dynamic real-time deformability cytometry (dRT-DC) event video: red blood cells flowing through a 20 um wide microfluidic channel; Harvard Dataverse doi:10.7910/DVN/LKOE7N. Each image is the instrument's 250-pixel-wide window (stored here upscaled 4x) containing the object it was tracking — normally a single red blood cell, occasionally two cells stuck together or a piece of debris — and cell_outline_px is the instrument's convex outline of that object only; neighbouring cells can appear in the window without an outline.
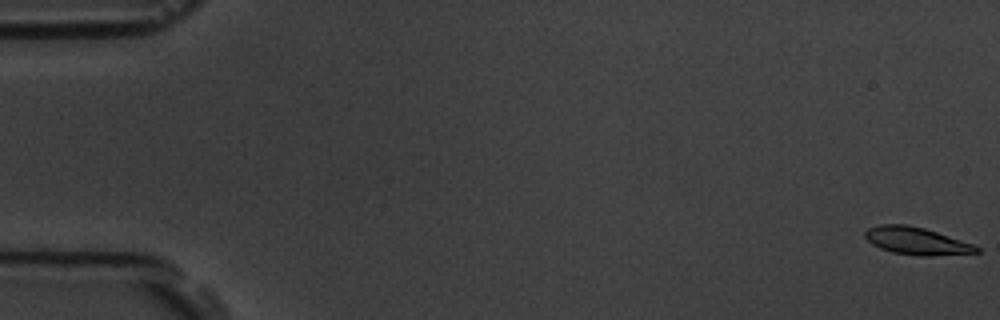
{"species": "common noctule bat (a hibernating species)", "species_latin": "Nyctalus noctula", "temperature_condition": "room temperature", "stored_images_in_passage": 6, "camera_frame_rate_fps": 3000, "um_per_image_px": 0.085, "animal": {"sex": "male", "body_mass_g": 19.5, "forearm_length_mm": 54.6}, "frame": {"image": 1, "passage_image": 1, "time_ms": 0.0, "image_size_px": [1000, 320], "cell_outline_px": [[980, 252], [928, 256], [924, 256], [892, 252], [880, 248], [872, 244], [864, 236], [864, 232], [868, 228], [880, 224], [908, 224], [924, 228], [976, 244], [980, 248]], "centroid_in_image_um": [77.92, 20.47], "position_along_channel_um": 7.1, "area_um2": 17.86}}
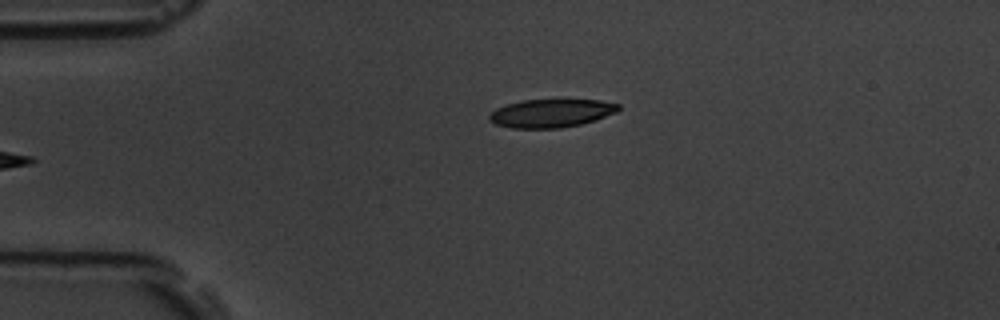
{"frame": {"image": 2, "passage_image": 6, "time_ms": 6.667, "image_size_px": [1000, 320], "cell_outline_px": [[620, 108], [616, 112], [596, 120], [580, 124], [560, 128], [512, 128], [496, 124], [488, 120], [488, 116], [496, 108], [520, 100], [600, 100], [620, 104]], "centroid_in_image_um": [46.85, 9.62], "position_along_channel_um": 38.2, "area_um2": 21.21}}